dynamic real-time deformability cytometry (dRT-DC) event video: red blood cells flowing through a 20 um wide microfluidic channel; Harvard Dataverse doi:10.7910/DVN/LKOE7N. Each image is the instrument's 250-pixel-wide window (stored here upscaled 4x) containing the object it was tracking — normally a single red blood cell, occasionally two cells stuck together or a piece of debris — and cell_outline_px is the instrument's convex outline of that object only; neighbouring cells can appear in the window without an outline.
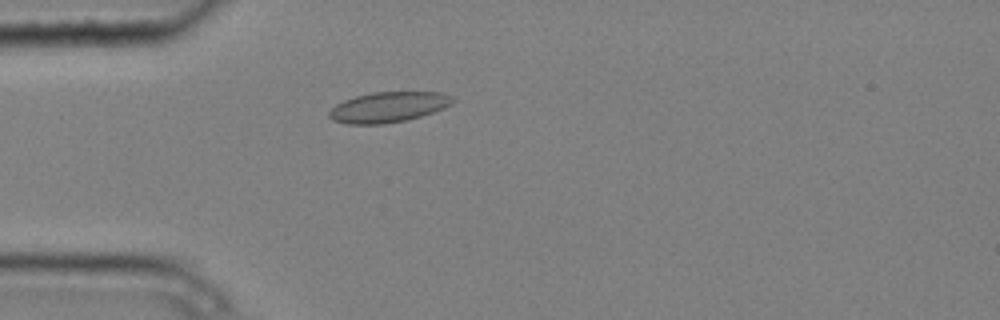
{"species": "common noctule bat (a hibernating species)", "species_latin": "Nyctalus noctula", "temperature_condition": "cold", "stored_images_in_passage": 4, "camera_frame_rate_fps": 3000, "um_per_image_px": 0.085, "animal": {"sex": "male", "body_mass_g": 20.4}, "frame": {"image": 1, "passage_image": 4, "time_ms": 1.0, "image_size_px": [1000, 320], "cell_outline_px": [[456, 100], [452, 104], [444, 108], [408, 120], [384, 124], [348, 124], [332, 120], [328, 116], [328, 112], [336, 104], [344, 100], [356, 96], [372, 92], [444, 92], [452, 96]], "centroid_in_image_um": [33.02, 9.1], "position_along_channel_um": 52.0, "area_um2": 22.02}}